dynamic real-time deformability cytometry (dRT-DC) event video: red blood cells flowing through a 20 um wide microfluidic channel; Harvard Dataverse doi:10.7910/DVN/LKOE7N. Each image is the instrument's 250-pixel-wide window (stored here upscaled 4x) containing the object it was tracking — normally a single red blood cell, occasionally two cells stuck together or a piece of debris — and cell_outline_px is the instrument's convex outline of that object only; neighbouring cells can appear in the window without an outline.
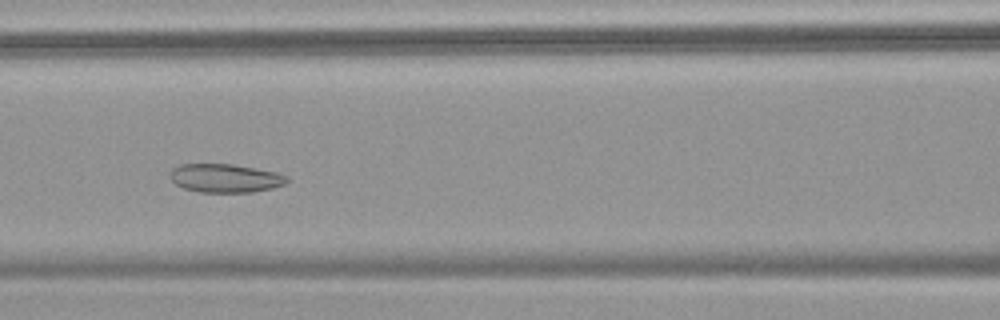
{"species": "common noctule bat (a hibernating species)", "species_latin": "Nyctalus noctula", "temperature_condition": "warm", "stored_images_in_passage": 53, "camera_frame_rate_fps": 3000, "um_per_image_px": 0.085, "animal": {"sex": "female", "body_mass_g": 18.4}, "frame": {"image": 1, "passage_image": 23, "time_ms": 7.333, "image_size_px": [1000, 320], "cell_outline_px": [[288, 180], [284, 184], [272, 188], [252, 192], [200, 192], [184, 188], [176, 184], [168, 176], [168, 172], [172, 168], [180, 164], [232, 164], [276, 172], [288, 176]], "centroid_in_image_um": [19.11, 15.14], "position_along_channel_um": 147.5, "area_um2": 19.48}}
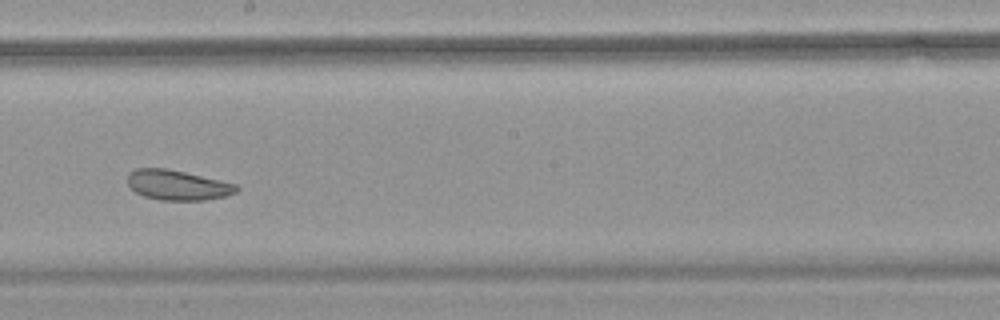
{"frame": {"image": 2, "passage_image": 30, "time_ms": 9.667, "image_size_px": [1000, 320], "cell_outline_px": [[240, 188], [236, 192], [224, 196], [204, 200], [160, 200], [144, 196], [136, 192], [128, 184], [128, 172], [136, 168], [164, 168], [184, 172], [236, 184]], "centroid_in_image_um": [15.07, 15.73], "position_along_channel_um": 233.1, "area_um2": 18.84}}
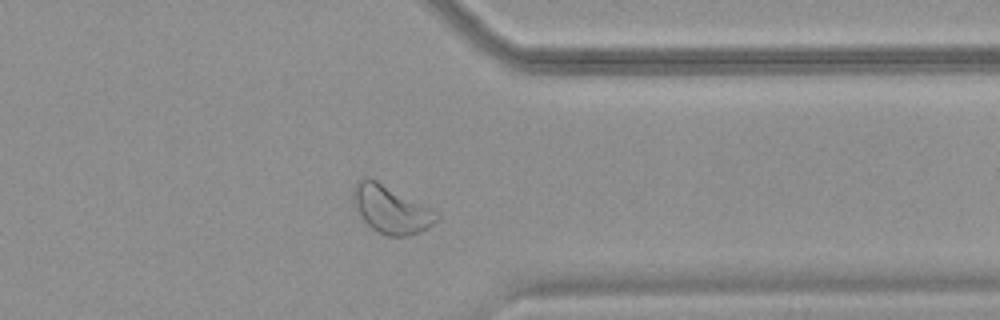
{"frame": {"image": 3, "passage_image": 42, "time_ms": 13.667, "image_size_px": [1000, 320], "cell_outline_px": [[440, 220], [428, 228], [420, 232], [408, 236], [388, 236], [376, 232], [360, 216], [352, 200], [352, 188], [356, 180], [364, 176], [368, 176], [376, 180], [428, 208], [440, 216]], "centroid_in_image_um": [33.17, 17.8], "position_along_channel_um": 378.2, "area_um2": 23.06}, "authors_computed_cell_mechanics": {"area_um2": 25.2008, "velocity_mm_per_s": 3.6874, "shape_relaxation_time_tau1_ms": null, "shape_relaxation_time_tau2_ms": 2.5584, "deformation_change_tau1": null, "deformation_change_tau2": 0.0899}}